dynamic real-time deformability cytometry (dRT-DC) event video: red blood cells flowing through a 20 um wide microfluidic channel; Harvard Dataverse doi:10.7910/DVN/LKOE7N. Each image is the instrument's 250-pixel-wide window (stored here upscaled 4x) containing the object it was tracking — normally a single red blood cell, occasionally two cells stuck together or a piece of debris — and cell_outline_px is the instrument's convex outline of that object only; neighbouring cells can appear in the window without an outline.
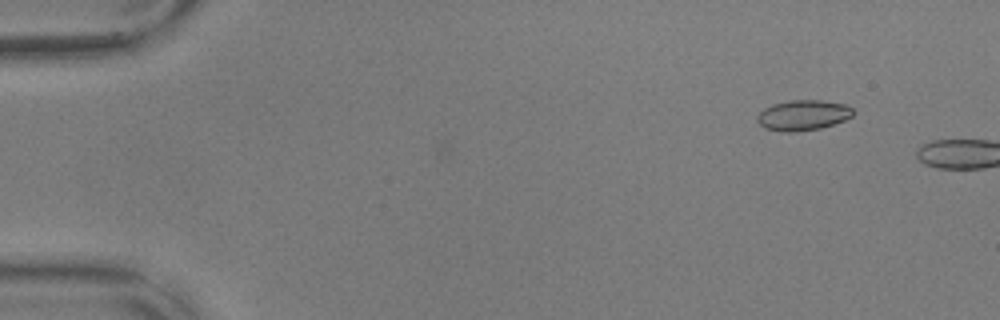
{"species": "common noctule bat (a hibernating species)", "species_latin": "Nyctalus noctula", "temperature_condition": "warm", "stored_images_in_passage": 3, "camera_frame_rate_fps": 3000, "um_per_image_px": 0.085, "animal": {"sex": "male", "body_mass_g": 17.9, "forearm_length_mm": 54.2}, "frame": {"image": 1, "passage_image": 3, "time_ms": 0.667, "image_size_px": [1000, 320], "cell_outline_px": [[852, 116], [844, 120], [820, 128], [796, 132], [780, 132], [764, 128], [756, 120], [756, 116], [764, 108], [772, 104], [788, 100], [820, 100], [844, 104], [852, 108]], "centroid_in_image_um": [68.2, 9.79], "position_along_channel_um": 16.8, "area_um2": 16.99}}